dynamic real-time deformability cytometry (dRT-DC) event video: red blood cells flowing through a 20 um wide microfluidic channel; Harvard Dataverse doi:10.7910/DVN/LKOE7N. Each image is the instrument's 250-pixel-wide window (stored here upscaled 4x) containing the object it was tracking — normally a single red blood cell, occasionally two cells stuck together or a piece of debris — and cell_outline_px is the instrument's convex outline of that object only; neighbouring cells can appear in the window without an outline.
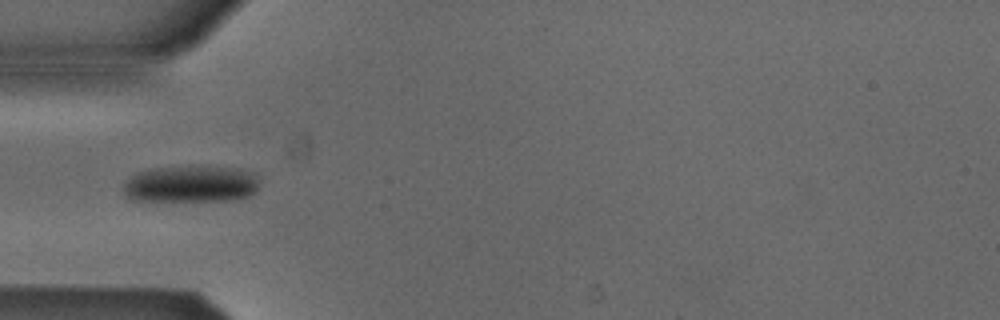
{"species": "Egyptian fruit bat (a non-hibernating species)", "species_latin": "Rousettus aegyptiacus", "temperature_condition": "cold", "stored_images_in_passage": 17, "camera_frame_rate_fps": 3000, "um_per_image_px": 0.085, "animal": {"sex": "male"}, "frame": {"image": 1, "passage_image": 1, "time_ms": 0.0, "image_size_px": [1000, 320], "cell_outline_px": [[256, 192], [248, 196], [232, 200], [132, 200], [124, 196], [124, 184], [136, 172], [152, 168], [192, 164], [240, 168], [252, 172], [256, 176]], "centroid_in_image_um": [16.21, 15.6], "position_along_channel_um": 68.8, "area_um2": 29.65}}
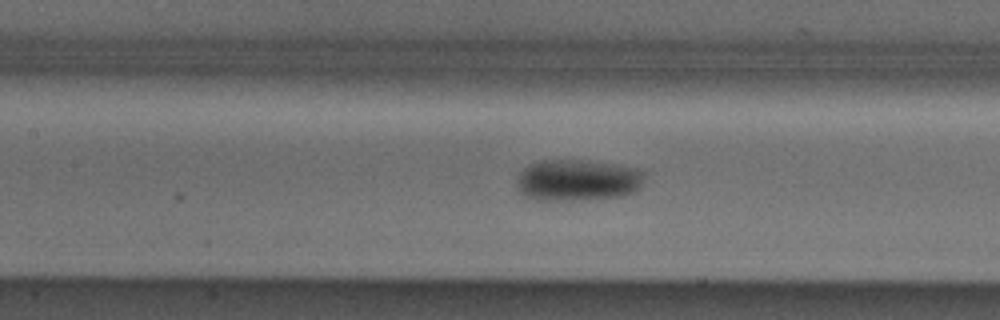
{"frame": {"image": 2, "passage_image": 8, "time_ms": 2.333, "image_size_px": [1000, 320], "cell_outline_px": [[644, 176], [640, 188], [636, 192], [620, 196], [588, 200], [536, 200], [524, 196], [516, 188], [516, 176], [524, 168], [540, 160], [588, 160], [616, 164], [640, 168], [644, 172]], "centroid_in_image_um": [49.1, 15.32], "position_along_channel_um": 158.3, "area_um2": 31.5}}
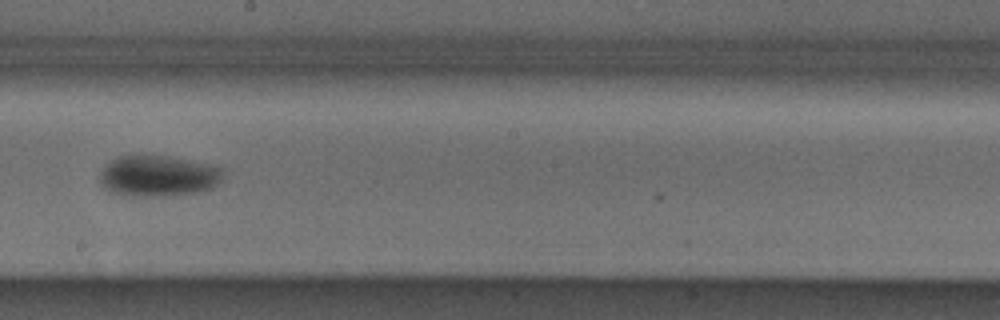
{"frame": {"image": 3, "passage_image": 14, "time_ms": 4.333, "image_size_px": [1000, 320], "cell_outline_px": [[224, 180], [220, 184], [212, 188], [196, 192], [164, 196], [120, 196], [108, 192], [100, 184], [100, 172], [116, 156], [168, 156], [216, 164], [224, 168]], "centroid_in_image_um": [13.5, 14.96], "position_along_channel_um": 234.7, "area_um2": 30.17}}